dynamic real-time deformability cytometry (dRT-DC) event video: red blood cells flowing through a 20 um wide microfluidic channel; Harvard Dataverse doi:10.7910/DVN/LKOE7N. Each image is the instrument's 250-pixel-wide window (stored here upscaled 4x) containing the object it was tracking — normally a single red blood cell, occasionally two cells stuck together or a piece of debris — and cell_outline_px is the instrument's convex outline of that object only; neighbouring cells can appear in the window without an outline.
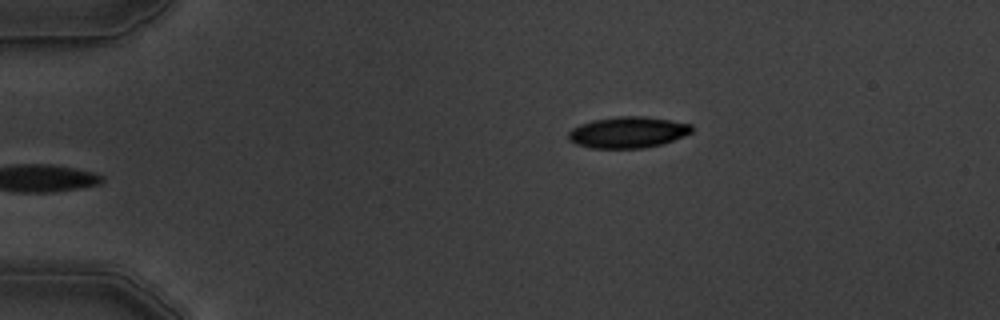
{"species": "common noctule bat (a hibernating species)", "species_latin": "Nyctalus noctula", "temperature_condition": "warm", "stored_images_in_passage": 4, "camera_frame_rate_fps": 3000, "um_per_image_px": 0.085, "animal": {"sex": "male", "body_mass_g": 19.5, "forearm_length_mm": 54.6}, "frame": {"image": 1, "passage_image": 4, "time_ms": 3.667, "image_size_px": [1000, 320], "cell_outline_px": [[692, 132], [672, 140], [660, 144], [640, 148], [592, 148], [576, 144], [568, 140], [568, 132], [572, 128], [580, 124], [592, 120], [616, 116], [644, 116], [692, 124]], "centroid_in_image_um": [53.32, 11.24], "position_along_channel_um": 31.7, "area_um2": 22.31}}